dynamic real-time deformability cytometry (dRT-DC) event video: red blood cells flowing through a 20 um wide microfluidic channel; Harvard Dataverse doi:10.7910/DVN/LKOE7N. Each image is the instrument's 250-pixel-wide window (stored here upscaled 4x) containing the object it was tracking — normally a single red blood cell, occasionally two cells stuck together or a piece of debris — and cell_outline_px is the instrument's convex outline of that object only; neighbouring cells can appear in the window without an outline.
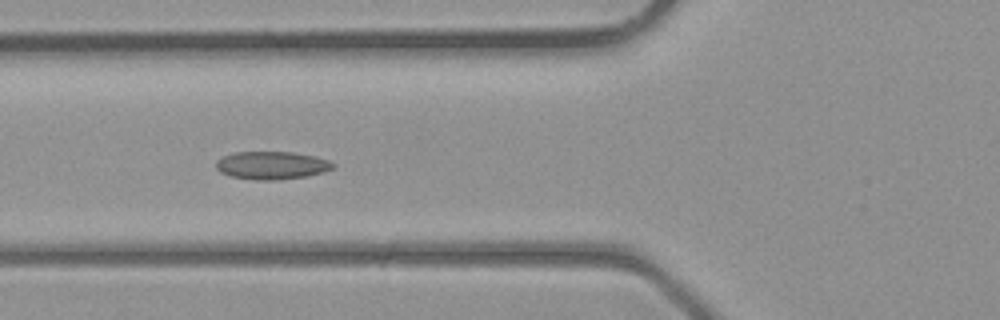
{"species": "common noctule bat (a hibernating species)", "species_latin": "Nyctalus noctula", "temperature_condition": "room temperature", "stored_images_in_passage": 41, "camera_frame_rate_fps": 3000, "um_per_image_px": 0.085, "animal": {"sex": "male", "body_mass_g": 23.1, "forearm_length_mm": 52.7}, "frame": {"image": 1, "passage_image": 16, "time_ms": 5.0, "image_size_px": [1000, 320], "cell_outline_px": [[336, 164], [332, 168], [324, 172], [304, 176], [276, 180], [256, 180], [232, 176], [220, 172], [216, 168], [216, 160], [224, 156], [236, 152], [292, 152], [316, 156], [328, 160]], "centroid_in_image_um": [23.1, 14.05], "position_along_channel_um": 102.7, "area_um2": 18.9}}
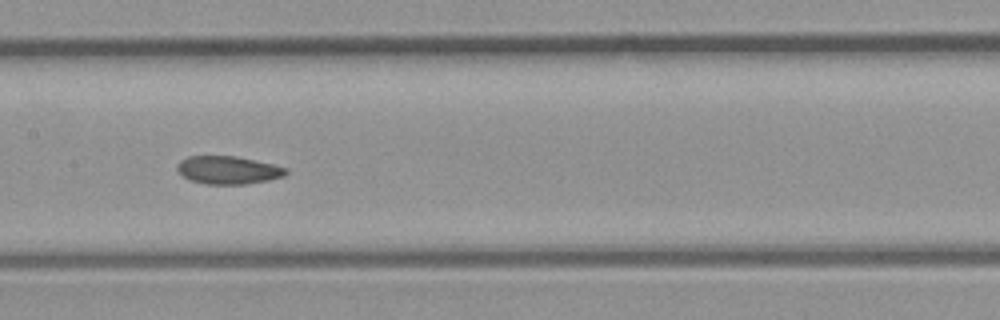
{"frame": {"image": 2, "passage_image": 21, "time_ms": 6.667, "image_size_px": [1000, 320], "cell_outline_px": [[288, 172], [284, 176], [268, 180], [244, 184], [204, 184], [192, 180], [184, 176], [176, 168], [176, 164], [180, 160], [188, 156], [236, 156], [272, 164], [288, 168]], "centroid_in_image_um": [19.39, 14.45], "position_along_channel_um": 188.0, "area_um2": 17.63}}
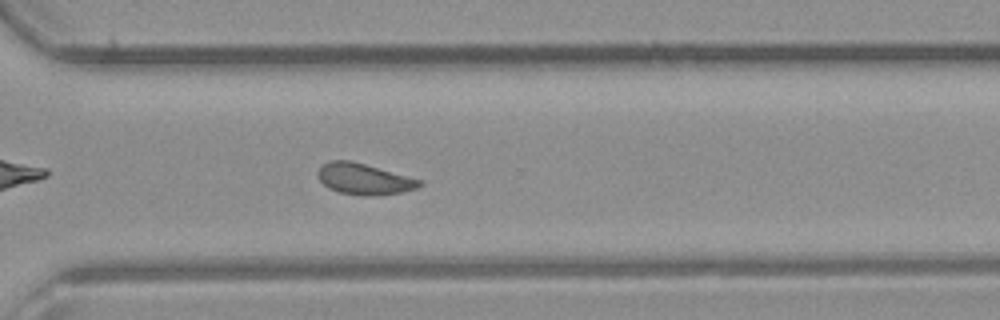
{"frame": {"image": 3, "passage_image": 30, "time_ms": 9.667, "image_size_px": [1000, 320], "cell_outline_px": [[424, 184], [416, 188], [400, 192], [376, 196], [364, 196], [340, 192], [328, 188], [320, 180], [316, 172], [324, 164], [332, 160], [352, 160], [424, 180]], "centroid_in_image_um": [30.98, 15.21], "position_along_channel_um": 339.6, "area_um2": 18.55}}